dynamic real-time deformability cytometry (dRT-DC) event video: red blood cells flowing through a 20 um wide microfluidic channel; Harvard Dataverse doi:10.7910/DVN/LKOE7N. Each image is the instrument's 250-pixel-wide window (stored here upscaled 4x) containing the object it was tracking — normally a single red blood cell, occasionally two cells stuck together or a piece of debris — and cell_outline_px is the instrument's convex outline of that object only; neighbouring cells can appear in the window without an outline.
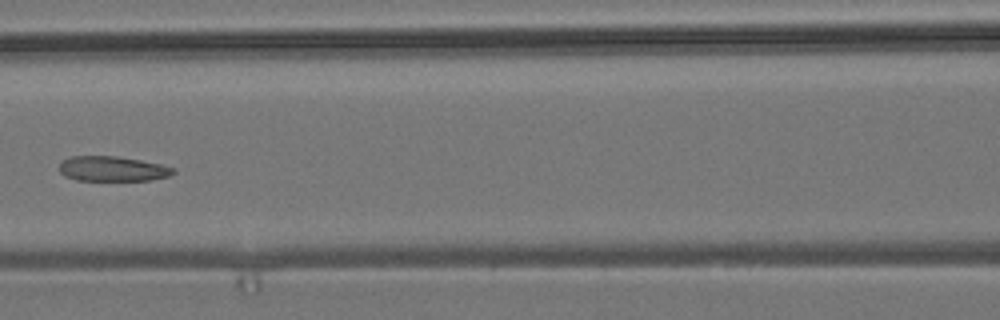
{"species": "common noctule bat (a hibernating species)", "species_latin": "Nyctalus noctula", "temperature_condition": "room temperature", "stored_images_in_passage": 8, "camera_frame_rate_fps": 3000, "um_per_image_px": 0.085, "animal": {"sex": "male", "body_mass_g": 19.2, "forearm_length_mm": 51.8}, "frame": {"image": 1, "passage_image": 7, "time_ms": 2.0, "image_size_px": [1000, 320], "cell_outline_px": [[176, 172], [168, 176], [152, 180], [76, 180], [64, 176], [60, 172], [60, 164], [64, 160], [72, 156], [116, 156], [140, 160], [160, 164], [176, 168]], "centroid_in_image_um": [9.58, 14.35], "position_along_channel_um": 157.0, "area_um2": 16.53}}
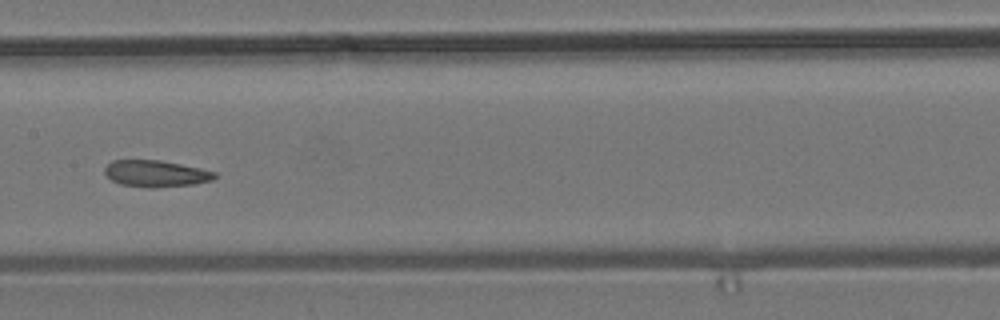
{"frame": {"image": 2, "passage_image": 8, "time_ms": 2.333, "image_size_px": [1000, 320], "cell_outline_px": [[220, 176], [212, 180], [192, 184], [156, 188], [148, 188], [120, 184], [112, 180], [104, 172], [104, 168], [112, 160], [160, 160], [200, 168], [216, 172]], "centroid_in_image_um": [13.27, 14.76], "position_along_channel_um": 194.1, "area_um2": 17.11}}